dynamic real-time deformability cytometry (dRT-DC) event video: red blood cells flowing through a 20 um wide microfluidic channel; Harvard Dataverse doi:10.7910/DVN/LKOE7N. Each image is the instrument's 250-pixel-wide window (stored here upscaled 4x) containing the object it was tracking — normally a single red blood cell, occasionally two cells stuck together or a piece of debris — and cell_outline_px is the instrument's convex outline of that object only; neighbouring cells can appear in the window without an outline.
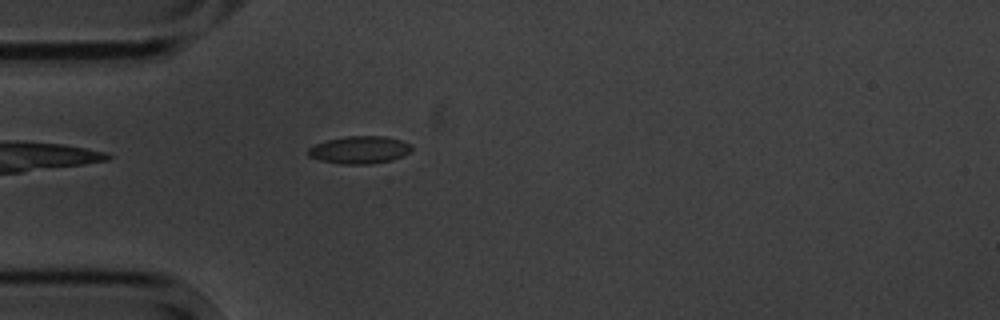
{"species": "common noctule bat (a hibernating species)", "species_latin": "Nyctalus noctula", "temperature_condition": "cold", "stored_images_in_passage": 5, "camera_frame_rate_fps": 3000, "um_per_image_px": 0.085, "animal": {"sex": "male", "body_mass_g": 20.1, "forearm_length_mm": 53.5}, "frame": {"image": 1, "passage_image": 5, "time_ms": 5.0, "image_size_px": [1000, 320], "cell_outline_px": [[412, 148], [408, 152], [400, 156], [388, 160], [368, 164], [344, 164], [320, 160], [308, 156], [308, 148], [316, 144], [328, 140], [344, 136], [384, 136], [400, 140], [412, 144]], "centroid_in_image_um": [30.53, 12.72], "position_along_channel_um": 54.5, "area_um2": 16.3}}